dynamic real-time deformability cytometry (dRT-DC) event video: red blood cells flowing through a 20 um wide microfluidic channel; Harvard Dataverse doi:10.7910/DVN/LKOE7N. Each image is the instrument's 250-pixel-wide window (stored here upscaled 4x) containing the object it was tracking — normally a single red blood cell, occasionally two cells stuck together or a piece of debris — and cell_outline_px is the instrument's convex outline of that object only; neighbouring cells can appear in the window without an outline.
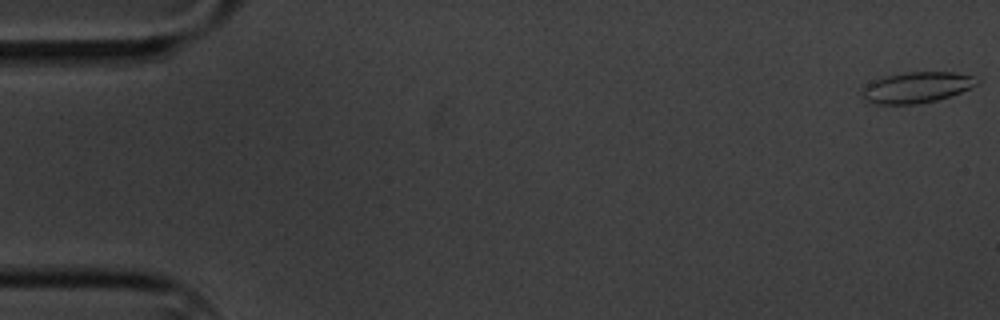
{"species": "common noctule bat (a hibernating species)", "species_latin": "Nyctalus noctula", "temperature_condition": "cold", "stored_images_in_passage": 9, "camera_frame_rate_fps": 3000, "um_per_image_px": 0.085, "animal": {"sex": "male", "body_mass_g": 20.1, "forearm_length_mm": 53.5}, "frame": {"image": 1, "passage_image": 1, "time_ms": 0.0, "image_size_px": [1000, 320], "cell_outline_px": [[980, 80], [976, 84], [960, 92], [936, 100], [916, 104], [872, 104], [864, 100], [860, 88], [872, 80], [888, 76], [908, 72], [952, 72], [972, 76]], "centroid_in_image_um": [77.83, 7.44], "position_along_channel_um": 7.2, "area_um2": 20.52}}
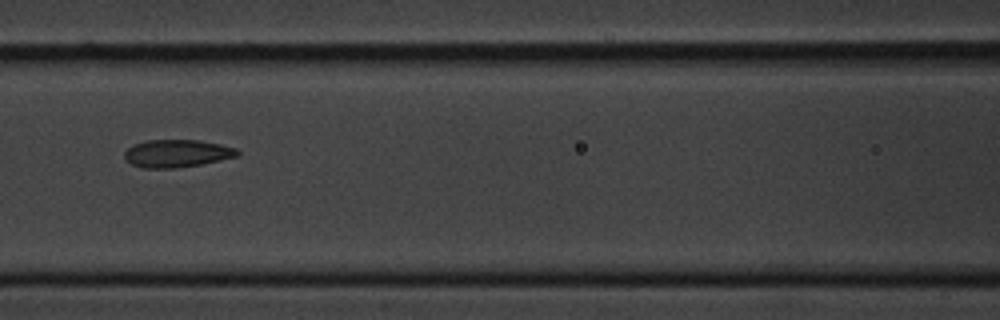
{"frame": {"image": 2, "passage_image": 8, "time_ms": 8.333, "image_size_px": [1000, 320], "cell_outline_px": [[240, 152], [236, 156], [220, 160], [200, 164], [176, 168], [140, 168], [124, 160], [124, 152], [128, 148], [136, 144], [148, 140], [200, 140], [220, 144], [236, 148]], "centroid_in_image_um": [15.01, 13.04], "position_along_channel_um": 151.6, "area_um2": 18.15}}
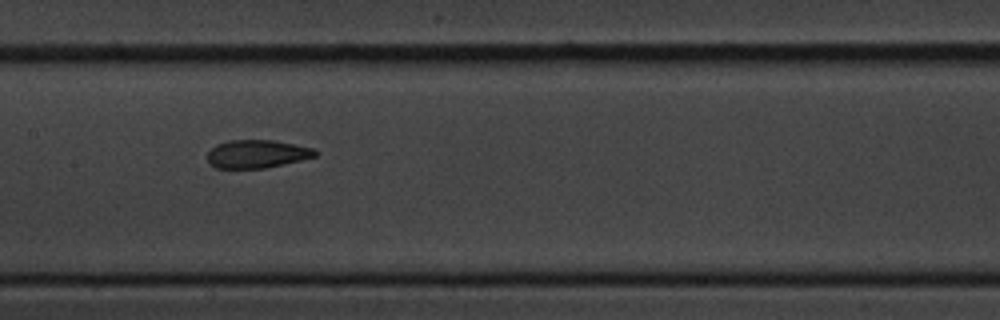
{"frame": {"image": 3, "passage_image": 9, "time_ms": 9.333, "image_size_px": [1000, 320], "cell_outline_px": [[320, 152], [316, 156], [300, 160], [264, 168], [216, 168], [208, 160], [208, 152], [216, 144], [228, 140], [276, 140], [312, 148]], "centroid_in_image_um": [21.85, 13.07], "position_along_channel_um": 185.5, "area_um2": 17.57}}